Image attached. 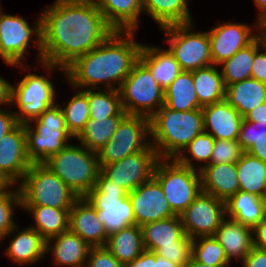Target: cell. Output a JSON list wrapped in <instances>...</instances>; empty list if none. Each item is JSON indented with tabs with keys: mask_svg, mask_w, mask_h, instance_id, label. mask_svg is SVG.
Here are the masks:
<instances>
[{
	"mask_svg": "<svg viewBox=\"0 0 266 267\" xmlns=\"http://www.w3.org/2000/svg\"><path fill=\"white\" fill-rule=\"evenodd\" d=\"M149 121L151 145L160 159H175L197 135L204 132L201 109L179 112L163 105Z\"/></svg>",
	"mask_w": 266,
	"mask_h": 267,
	"instance_id": "3",
	"label": "cell"
},
{
	"mask_svg": "<svg viewBox=\"0 0 266 267\" xmlns=\"http://www.w3.org/2000/svg\"><path fill=\"white\" fill-rule=\"evenodd\" d=\"M244 119L266 124V102L251 110Z\"/></svg>",
	"mask_w": 266,
	"mask_h": 267,
	"instance_id": "53",
	"label": "cell"
},
{
	"mask_svg": "<svg viewBox=\"0 0 266 267\" xmlns=\"http://www.w3.org/2000/svg\"><path fill=\"white\" fill-rule=\"evenodd\" d=\"M52 241H55L54 244ZM90 248L83 239L69 229L46 240V253L50 251L54 263L62 267H85Z\"/></svg>",
	"mask_w": 266,
	"mask_h": 267,
	"instance_id": "22",
	"label": "cell"
},
{
	"mask_svg": "<svg viewBox=\"0 0 266 267\" xmlns=\"http://www.w3.org/2000/svg\"><path fill=\"white\" fill-rule=\"evenodd\" d=\"M265 43L266 37L263 34H259L250 44L220 64L223 66L221 73L225 87L251 77L255 53L262 49Z\"/></svg>",
	"mask_w": 266,
	"mask_h": 267,
	"instance_id": "30",
	"label": "cell"
},
{
	"mask_svg": "<svg viewBox=\"0 0 266 267\" xmlns=\"http://www.w3.org/2000/svg\"><path fill=\"white\" fill-rule=\"evenodd\" d=\"M124 117L112 116L106 119H89L76 138L81 145L97 153L111 139L118 124Z\"/></svg>",
	"mask_w": 266,
	"mask_h": 267,
	"instance_id": "37",
	"label": "cell"
},
{
	"mask_svg": "<svg viewBox=\"0 0 266 267\" xmlns=\"http://www.w3.org/2000/svg\"><path fill=\"white\" fill-rule=\"evenodd\" d=\"M154 267H181V266L177 263L167 260L166 258L155 252Z\"/></svg>",
	"mask_w": 266,
	"mask_h": 267,
	"instance_id": "55",
	"label": "cell"
},
{
	"mask_svg": "<svg viewBox=\"0 0 266 267\" xmlns=\"http://www.w3.org/2000/svg\"><path fill=\"white\" fill-rule=\"evenodd\" d=\"M5 254L15 263L28 265L45 257L46 240L31 226L15 234Z\"/></svg>",
	"mask_w": 266,
	"mask_h": 267,
	"instance_id": "26",
	"label": "cell"
},
{
	"mask_svg": "<svg viewBox=\"0 0 266 267\" xmlns=\"http://www.w3.org/2000/svg\"><path fill=\"white\" fill-rule=\"evenodd\" d=\"M201 110L204 132L209 133L215 139L238 140L243 117L225 99L204 106Z\"/></svg>",
	"mask_w": 266,
	"mask_h": 267,
	"instance_id": "20",
	"label": "cell"
},
{
	"mask_svg": "<svg viewBox=\"0 0 266 267\" xmlns=\"http://www.w3.org/2000/svg\"><path fill=\"white\" fill-rule=\"evenodd\" d=\"M259 33L263 34L266 37V16L259 21Z\"/></svg>",
	"mask_w": 266,
	"mask_h": 267,
	"instance_id": "59",
	"label": "cell"
},
{
	"mask_svg": "<svg viewBox=\"0 0 266 267\" xmlns=\"http://www.w3.org/2000/svg\"><path fill=\"white\" fill-rule=\"evenodd\" d=\"M184 267H230V266H210L196 261L192 256Z\"/></svg>",
	"mask_w": 266,
	"mask_h": 267,
	"instance_id": "58",
	"label": "cell"
},
{
	"mask_svg": "<svg viewBox=\"0 0 266 267\" xmlns=\"http://www.w3.org/2000/svg\"><path fill=\"white\" fill-rule=\"evenodd\" d=\"M214 142L215 138L212 135L202 132L197 135L175 159L184 166L200 171L204 166L210 164ZM186 151L190 153L191 158L184 154ZM192 159L199 162H205V164H201V166L196 168L195 165H192Z\"/></svg>",
	"mask_w": 266,
	"mask_h": 267,
	"instance_id": "41",
	"label": "cell"
},
{
	"mask_svg": "<svg viewBox=\"0 0 266 267\" xmlns=\"http://www.w3.org/2000/svg\"><path fill=\"white\" fill-rule=\"evenodd\" d=\"M266 136V124L249 121L243 118L238 143L240 147L246 152L257 140Z\"/></svg>",
	"mask_w": 266,
	"mask_h": 267,
	"instance_id": "45",
	"label": "cell"
},
{
	"mask_svg": "<svg viewBox=\"0 0 266 267\" xmlns=\"http://www.w3.org/2000/svg\"><path fill=\"white\" fill-rule=\"evenodd\" d=\"M34 29L28 22L18 16L5 14L0 8V57L10 66L23 67L30 70L29 65L24 66L22 60L25 58L26 51L30 42H34L38 49V59L42 62L41 46V15L36 19ZM35 35L34 41L31 37ZM32 39V41H31Z\"/></svg>",
	"mask_w": 266,
	"mask_h": 267,
	"instance_id": "11",
	"label": "cell"
},
{
	"mask_svg": "<svg viewBox=\"0 0 266 267\" xmlns=\"http://www.w3.org/2000/svg\"><path fill=\"white\" fill-rule=\"evenodd\" d=\"M18 123L15 119V112L9 110H2L0 108V141L7 134L11 131Z\"/></svg>",
	"mask_w": 266,
	"mask_h": 267,
	"instance_id": "49",
	"label": "cell"
},
{
	"mask_svg": "<svg viewBox=\"0 0 266 267\" xmlns=\"http://www.w3.org/2000/svg\"><path fill=\"white\" fill-rule=\"evenodd\" d=\"M15 184L2 172L0 171V194L10 191L9 188Z\"/></svg>",
	"mask_w": 266,
	"mask_h": 267,
	"instance_id": "56",
	"label": "cell"
},
{
	"mask_svg": "<svg viewBox=\"0 0 266 267\" xmlns=\"http://www.w3.org/2000/svg\"><path fill=\"white\" fill-rule=\"evenodd\" d=\"M118 91L127 115L150 118L164 105V90L140 60L133 65Z\"/></svg>",
	"mask_w": 266,
	"mask_h": 267,
	"instance_id": "9",
	"label": "cell"
},
{
	"mask_svg": "<svg viewBox=\"0 0 266 267\" xmlns=\"http://www.w3.org/2000/svg\"><path fill=\"white\" fill-rule=\"evenodd\" d=\"M43 164L59 176L79 198L85 197L95 186L101 172L97 153L83 145L74 146L71 143Z\"/></svg>",
	"mask_w": 266,
	"mask_h": 267,
	"instance_id": "4",
	"label": "cell"
},
{
	"mask_svg": "<svg viewBox=\"0 0 266 267\" xmlns=\"http://www.w3.org/2000/svg\"><path fill=\"white\" fill-rule=\"evenodd\" d=\"M155 252L144 250L140 256L129 262L125 267H154Z\"/></svg>",
	"mask_w": 266,
	"mask_h": 267,
	"instance_id": "51",
	"label": "cell"
},
{
	"mask_svg": "<svg viewBox=\"0 0 266 267\" xmlns=\"http://www.w3.org/2000/svg\"><path fill=\"white\" fill-rule=\"evenodd\" d=\"M191 23L160 28L167 35L169 51L183 71L192 72L213 65L210 39L207 32H194Z\"/></svg>",
	"mask_w": 266,
	"mask_h": 267,
	"instance_id": "10",
	"label": "cell"
},
{
	"mask_svg": "<svg viewBox=\"0 0 266 267\" xmlns=\"http://www.w3.org/2000/svg\"><path fill=\"white\" fill-rule=\"evenodd\" d=\"M179 216L185 234L191 239L213 236L226 216L225 202L201 191Z\"/></svg>",
	"mask_w": 266,
	"mask_h": 267,
	"instance_id": "15",
	"label": "cell"
},
{
	"mask_svg": "<svg viewBox=\"0 0 266 267\" xmlns=\"http://www.w3.org/2000/svg\"><path fill=\"white\" fill-rule=\"evenodd\" d=\"M253 32L252 27L248 24L235 22H227L208 31L212 63L217 66L233 57L260 34L259 30L257 33Z\"/></svg>",
	"mask_w": 266,
	"mask_h": 267,
	"instance_id": "17",
	"label": "cell"
},
{
	"mask_svg": "<svg viewBox=\"0 0 266 267\" xmlns=\"http://www.w3.org/2000/svg\"><path fill=\"white\" fill-rule=\"evenodd\" d=\"M253 246L266 250V219L261 220L252 228Z\"/></svg>",
	"mask_w": 266,
	"mask_h": 267,
	"instance_id": "50",
	"label": "cell"
},
{
	"mask_svg": "<svg viewBox=\"0 0 266 267\" xmlns=\"http://www.w3.org/2000/svg\"><path fill=\"white\" fill-rule=\"evenodd\" d=\"M50 80L49 76L29 73L15 86L12 85L10 104L18 106L19 111L15 113L17 123H28L55 105L56 93Z\"/></svg>",
	"mask_w": 266,
	"mask_h": 267,
	"instance_id": "13",
	"label": "cell"
},
{
	"mask_svg": "<svg viewBox=\"0 0 266 267\" xmlns=\"http://www.w3.org/2000/svg\"><path fill=\"white\" fill-rule=\"evenodd\" d=\"M191 256L210 266H229L223 247L214 236H199L192 239Z\"/></svg>",
	"mask_w": 266,
	"mask_h": 267,
	"instance_id": "40",
	"label": "cell"
},
{
	"mask_svg": "<svg viewBox=\"0 0 266 267\" xmlns=\"http://www.w3.org/2000/svg\"><path fill=\"white\" fill-rule=\"evenodd\" d=\"M239 190L264 198L266 193V163L244 152L236 163Z\"/></svg>",
	"mask_w": 266,
	"mask_h": 267,
	"instance_id": "34",
	"label": "cell"
},
{
	"mask_svg": "<svg viewBox=\"0 0 266 267\" xmlns=\"http://www.w3.org/2000/svg\"><path fill=\"white\" fill-rule=\"evenodd\" d=\"M85 267H125L106 247H91Z\"/></svg>",
	"mask_w": 266,
	"mask_h": 267,
	"instance_id": "46",
	"label": "cell"
},
{
	"mask_svg": "<svg viewBox=\"0 0 266 267\" xmlns=\"http://www.w3.org/2000/svg\"><path fill=\"white\" fill-rule=\"evenodd\" d=\"M128 196L133 207L136 225L140 227L175 216L159 182L154 177L128 192Z\"/></svg>",
	"mask_w": 266,
	"mask_h": 267,
	"instance_id": "16",
	"label": "cell"
},
{
	"mask_svg": "<svg viewBox=\"0 0 266 267\" xmlns=\"http://www.w3.org/2000/svg\"><path fill=\"white\" fill-rule=\"evenodd\" d=\"M223 247L229 262L243 261L253 247L252 228L232 218H224L213 235Z\"/></svg>",
	"mask_w": 266,
	"mask_h": 267,
	"instance_id": "23",
	"label": "cell"
},
{
	"mask_svg": "<svg viewBox=\"0 0 266 267\" xmlns=\"http://www.w3.org/2000/svg\"><path fill=\"white\" fill-rule=\"evenodd\" d=\"M264 198L239 190L225 202L227 217L253 228L264 219Z\"/></svg>",
	"mask_w": 266,
	"mask_h": 267,
	"instance_id": "32",
	"label": "cell"
},
{
	"mask_svg": "<svg viewBox=\"0 0 266 267\" xmlns=\"http://www.w3.org/2000/svg\"><path fill=\"white\" fill-rule=\"evenodd\" d=\"M24 127L27 157L31 163H44L50 156L63 150L68 141L73 139L66 128L64 113L57 103L36 119L25 123Z\"/></svg>",
	"mask_w": 266,
	"mask_h": 267,
	"instance_id": "5",
	"label": "cell"
},
{
	"mask_svg": "<svg viewBox=\"0 0 266 267\" xmlns=\"http://www.w3.org/2000/svg\"><path fill=\"white\" fill-rule=\"evenodd\" d=\"M106 249L124 265L132 262L144 251L142 229L131 225L108 235Z\"/></svg>",
	"mask_w": 266,
	"mask_h": 267,
	"instance_id": "29",
	"label": "cell"
},
{
	"mask_svg": "<svg viewBox=\"0 0 266 267\" xmlns=\"http://www.w3.org/2000/svg\"><path fill=\"white\" fill-rule=\"evenodd\" d=\"M225 100L244 118L266 102V84L251 77L232 83L226 86Z\"/></svg>",
	"mask_w": 266,
	"mask_h": 267,
	"instance_id": "27",
	"label": "cell"
},
{
	"mask_svg": "<svg viewBox=\"0 0 266 267\" xmlns=\"http://www.w3.org/2000/svg\"><path fill=\"white\" fill-rule=\"evenodd\" d=\"M12 84L0 76V106L10 105Z\"/></svg>",
	"mask_w": 266,
	"mask_h": 267,
	"instance_id": "54",
	"label": "cell"
},
{
	"mask_svg": "<svg viewBox=\"0 0 266 267\" xmlns=\"http://www.w3.org/2000/svg\"><path fill=\"white\" fill-rule=\"evenodd\" d=\"M68 229L90 247H104L108 235L97 219L96 209L85 198H79L69 210Z\"/></svg>",
	"mask_w": 266,
	"mask_h": 267,
	"instance_id": "19",
	"label": "cell"
},
{
	"mask_svg": "<svg viewBox=\"0 0 266 267\" xmlns=\"http://www.w3.org/2000/svg\"><path fill=\"white\" fill-rule=\"evenodd\" d=\"M17 206L21 208L19 187L0 194V241L18 230L13 220L14 207Z\"/></svg>",
	"mask_w": 266,
	"mask_h": 267,
	"instance_id": "42",
	"label": "cell"
},
{
	"mask_svg": "<svg viewBox=\"0 0 266 267\" xmlns=\"http://www.w3.org/2000/svg\"><path fill=\"white\" fill-rule=\"evenodd\" d=\"M256 7L260 9V13L258 14L259 16L257 17L256 21V29H259V21H261L265 16H266V0H254Z\"/></svg>",
	"mask_w": 266,
	"mask_h": 267,
	"instance_id": "57",
	"label": "cell"
},
{
	"mask_svg": "<svg viewBox=\"0 0 266 267\" xmlns=\"http://www.w3.org/2000/svg\"><path fill=\"white\" fill-rule=\"evenodd\" d=\"M164 106L174 111L201 109L192 72L182 71L164 90Z\"/></svg>",
	"mask_w": 266,
	"mask_h": 267,
	"instance_id": "33",
	"label": "cell"
},
{
	"mask_svg": "<svg viewBox=\"0 0 266 267\" xmlns=\"http://www.w3.org/2000/svg\"><path fill=\"white\" fill-rule=\"evenodd\" d=\"M255 53L253 66L251 70V78L266 84V43Z\"/></svg>",
	"mask_w": 266,
	"mask_h": 267,
	"instance_id": "47",
	"label": "cell"
},
{
	"mask_svg": "<svg viewBox=\"0 0 266 267\" xmlns=\"http://www.w3.org/2000/svg\"><path fill=\"white\" fill-rule=\"evenodd\" d=\"M200 176L202 191L224 202L239 191L236 163L206 165Z\"/></svg>",
	"mask_w": 266,
	"mask_h": 267,
	"instance_id": "21",
	"label": "cell"
},
{
	"mask_svg": "<svg viewBox=\"0 0 266 267\" xmlns=\"http://www.w3.org/2000/svg\"><path fill=\"white\" fill-rule=\"evenodd\" d=\"M65 107H61L64 113L65 125L68 132L76 138L84 129L85 124L89 121L90 106L87 95L81 90L67 101Z\"/></svg>",
	"mask_w": 266,
	"mask_h": 267,
	"instance_id": "39",
	"label": "cell"
},
{
	"mask_svg": "<svg viewBox=\"0 0 266 267\" xmlns=\"http://www.w3.org/2000/svg\"><path fill=\"white\" fill-rule=\"evenodd\" d=\"M144 250L156 252L163 246L175 245L185 236L179 215L141 226Z\"/></svg>",
	"mask_w": 266,
	"mask_h": 267,
	"instance_id": "28",
	"label": "cell"
},
{
	"mask_svg": "<svg viewBox=\"0 0 266 267\" xmlns=\"http://www.w3.org/2000/svg\"><path fill=\"white\" fill-rule=\"evenodd\" d=\"M150 121L142 115H126L111 139L97 152L100 168L151 146ZM149 141H147V140Z\"/></svg>",
	"mask_w": 266,
	"mask_h": 267,
	"instance_id": "12",
	"label": "cell"
},
{
	"mask_svg": "<svg viewBox=\"0 0 266 267\" xmlns=\"http://www.w3.org/2000/svg\"><path fill=\"white\" fill-rule=\"evenodd\" d=\"M106 90V91H105ZM90 106L89 119H106L112 116H126L123 110L118 90L104 89H83Z\"/></svg>",
	"mask_w": 266,
	"mask_h": 267,
	"instance_id": "38",
	"label": "cell"
},
{
	"mask_svg": "<svg viewBox=\"0 0 266 267\" xmlns=\"http://www.w3.org/2000/svg\"><path fill=\"white\" fill-rule=\"evenodd\" d=\"M31 164L27 157L25 127L18 123L0 141V171L16 185L22 182Z\"/></svg>",
	"mask_w": 266,
	"mask_h": 267,
	"instance_id": "18",
	"label": "cell"
},
{
	"mask_svg": "<svg viewBox=\"0 0 266 267\" xmlns=\"http://www.w3.org/2000/svg\"><path fill=\"white\" fill-rule=\"evenodd\" d=\"M18 187L21 205L71 209L79 199L77 194L43 163H32Z\"/></svg>",
	"mask_w": 266,
	"mask_h": 267,
	"instance_id": "6",
	"label": "cell"
},
{
	"mask_svg": "<svg viewBox=\"0 0 266 267\" xmlns=\"http://www.w3.org/2000/svg\"><path fill=\"white\" fill-rule=\"evenodd\" d=\"M218 70L213 64L192 71L198 102L202 107L225 99L226 87L222 73Z\"/></svg>",
	"mask_w": 266,
	"mask_h": 267,
	"instance_id": "35",
	"label": "cell"
},
{
	"mask_svg": "<svg viewBox=\"0 0 266 267\" xmlns=\"http://www.w3.org/2000/svg\"><path fill=\"white\" fill-rule=\"evenodd\" d=\"M21 208L33 215L36 225H32V228L38 231L45 240L68 230L70 209H56L40 205H21Z\"/></svg>",
	"mask_w": 266,
	"mask_h": 267,
	"instance_id": "36",
	"label": "cell"
},
{
	"mask_svg": "<svg viewBox=\"0 0 266 267\" xmlns=\"http://www.w3.org/2000/svg\"><path fill=\"white\" fill-rule=\"evenodd\" d=\"M264 219H266V200H265V204H264Z\"/></svg>",
	"mask_w": 266,
	"mask_h": 267,
	"instance_id": "60",
	"label": "cell"
},
{
	"mask_svg": "<svg viewBox=\"0 0 266 267\" xmlns=\"http://www.w3.org/2000/svg\"><path fill=\"white\" fill-rule=\"evenodd\" d=\"M242 263L243 267H266V250L253 246Z\"/></svg>",
	"mask_w": 266,
	"mask_h": 267,
	"instance_id": "48",
	"label": "cell"
},
{
	"mask_svg": "<svg viewBox=\"0 0 266 267\" xmlns=\"http://www.w3.org/2000/svg\"><path fill=\"white\" fill-rule=\"evenodd\" d=\"M153 177L159 182L175 215H180L202 191L200 171L184 166L176 159H160Z\"/></svg>",
	"mask_w": 266,
	"mask_h": 267,
	"instance_id": "8",
	"label": "cell"
},
{
	"mask_svg": "<svg viewBox=\"0 0 266 267\" xmlns=\"http://www.w3.org/2000/svg\"><path fill=\"white\" fill-rule=\"evenodd\" d=\"M159 160L157 151L151 145L146 150L102 166L101 173L116 185L131 192L153 177Z\"/></svg>",
	"mask_w": 266,
	"mask_h": 267,
	"instance_id": "14",
	"label": "cell"
},
{
	"mask_svg": "<svg viewBox=\"0 0 266 267\" xmlns=\"http://www.w3.org/2000/svg\"><path fill=\"white\" fill-rule=\"evenodd\" d=\"M85 198L96 209L97 219L107 235L136 225L128 191L107 179L101 172Z\"/></svg>",
	"mask_w": 266,
	"mask_h": 267,
	"instance_id": "7",
	"label": "cell"
},
{
	"mask_svg": "<svg viewBox=\"0 0 266 267\" xmlns=\"http://www.w3.org/2000/svg\"><path fill=\"white\" fill-rule=\"evenodd\" d=\"M246 152L266 163V136L257 140Z\"/></svg>",
	"mask_w": 266,
	"mask_h": 267,
	"instance_id": "52",
	"label": "cell"
},
{
	"mask_svg": "<svg viewBox=\"0 0 266 267\" xmlns=\"http://www.w3.org/2000/svg\"><path fill=\"white\" fill-rule=\"evenodd\" d=\"M141 3L143 11L160 28L192 22L188 0H141Z\"/></svg>",
	"mask_w": 266,
	"mask_h": 267,
	"instance_id": "31",
	"label": "cell"
},
{
	"mask_svg": "<svg viewBox=\"0 0 266 267\" xmlns=\"http://www.w3.org/2000/svg\"><path fill=\"white\" fill-rule=\"evenodd\" d=\"M156 253L184 267L191 257L192 239L186 235L181 241L175 242V245L163 246Z\"/></svg>",
	"mask_w": 266,
	"mask_h": 267,
	"instance_id": "44",
	"label": "cell"
},
{
	"mask_svg": "<svg viewBox=\"0 0 266 267\" xmlns=\"http://www.w3.org/2000/svg\"><path fill=\"white\" fill-rule=\"evenodd\" d=\"M139 60L150 70L154 80L165 90L183 71L169 49L142 44Z\"/></svg>",
	"mask_w": 266,
	"mask_h": 267,
	"instance_id": "25",
	"label": "cell"
},
{
	"mask_svg": "<svg viewBox=\"0 0 266 267\" xmlns=\"http://www.w3.org/2000/svg\"><path fill=\"white\" fill-rule=\"evenodd\" d=\"M134 34L114 31L103 43L77 57L65 68L71 86L79 90L99 89L102 84L105 89L118 90L139 60L142 43L134 40Z\"/></svg>",
	"mask_w": 266,
	"mask_h": 267,
	"instance_id": "2",
	"label": "cell"
},
{
	"mask_svg": "<svg viewBox=\"0 0 266 267\" xmlns=\"http://www.w3.org/2000/svg\"><path fill=\"white\" fill-rule=\"evenodd\" d=\"M243 153L238 140L215 139L210 164L237 163Z\"/></svg>",
	"mask_w": 266,
	"mask_h": 267,
	"instance_id": "43",
	"label": "cell"
},
{
	"mask_svg": "<svg viewBox=\"0 0 266 267\" xmlns=\"http://www.w3.org/2000/svg\"><path fill=\"white\" fill-rule=\"evenodd\" d=\"M41 15V66L65 68L103 43L114 30L92 0H56Z\"/></svg>",
	"mask_w": 266,
	"mask_h": 267,
	"instance_id": "1",
	"label": "cell"
},
{
	"mask_svg": "<svg viewBox=\"0 0 266 267\" xmlns=\"http://www.w3.org/2000/svg\"><path fill=\"white\" fill-rule=\"evenodd\" d=\"M114 31H136L143 12L141 0H92Z\"/></svg>",
	"mask_w": 266,
	"mask_h": 267,
	"instance_id": "24",
	"label": "cell"
}]
</instances>
